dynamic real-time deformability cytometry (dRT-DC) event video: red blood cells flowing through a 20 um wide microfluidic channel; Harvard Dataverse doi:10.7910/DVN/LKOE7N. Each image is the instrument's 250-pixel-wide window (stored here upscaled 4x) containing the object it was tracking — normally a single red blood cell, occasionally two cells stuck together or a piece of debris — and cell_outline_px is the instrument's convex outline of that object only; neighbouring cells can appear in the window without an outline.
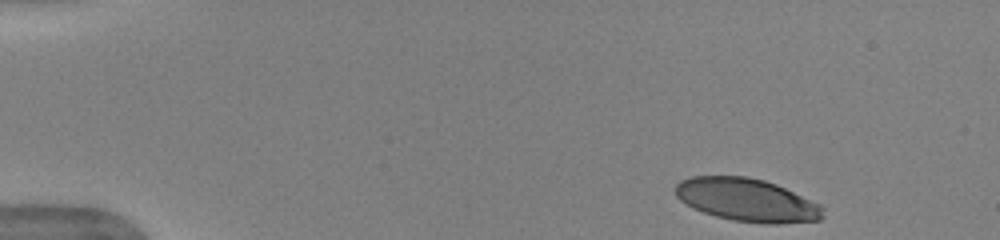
{"species": "human", "species_latin": "Homo sapiens", "temperature_condition": "warm", "stored_images_in_passage": 40, "camera_frame_rate_fps": 3000, "um_per_image_px": 0.085, "donor": {"sex": "female"}, "frame": {"image": 1, "passage_image": 1, "time_ms": 0.0, "image_size_px": [1000, 240], "cell_outline_px": [[824, 216], [820, 220], [780, 224], [764, 224], [732, 220], [716, 216], [692, 208], [680, 200], [676, 196], [676, 184], [680, 180], [692, 176], [748, 176], [764, 180], [776, 184], [820, 204], [824, 208]], "centroid_in_image_um": [63.5, 17.0], "position_along_channel_um": 21.5, "area_um2": 37.17}}
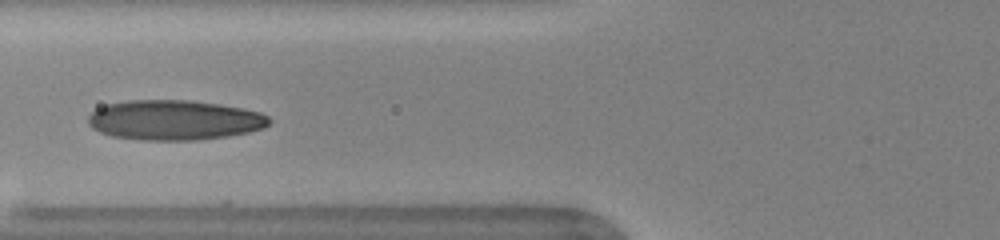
{"frame": {"image": 2, "passage_image": 16, "time_ms": 5.0, "image_size_px": [1000, 240], "cell_outline_px": [[272, 120], [264, 128], [248, 132], [228, 136], [196, 140], [144, 140], [112, 136], [100, 132], [92, 128], [88, 124], [88, 116], [96, 108], [104, 104], [128, 100], [188, 100], [216, 104], [240, 108], [260, 112], [268, 116]], "centroid_in_image_um": [14.79, 10.2], "position_along_channel_um": 111.0, "area_um2": 42.19}}
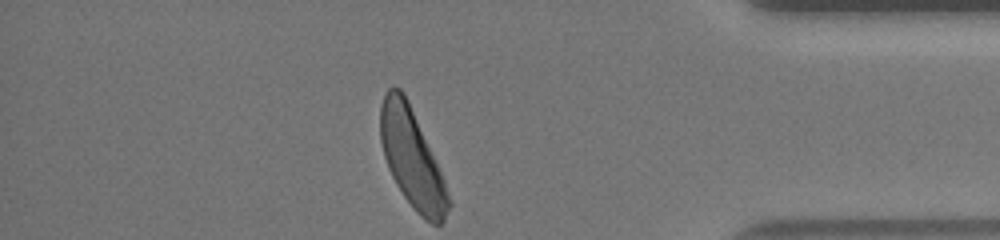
{"frame": {"image": 3, "passage_image": 40, "time_ms": 13.0, "image_size_px": [1000, 240], "cell_outline_px": [[452, 204], [444, 220], [440, 224], [432, 224], [424, 220], [416, 212], [404, 196], [396, 184], [388, 168], [384, 156], [380, 140], [380, 108], [384, 92], [388, 88], [400, 88], [404, 92], [408, 100], [444, 180]], "centroid_in_image_um": [35.0, 13.48], "position_along_channel_um": 400.2, "area_um2": 38.73}, "authors_computed_cell_mechanics": {"area_um2": 40.4889, "velocity_mm_per_s": 3.9354, "shape_relaxation_time_tau1_ms": 4.6245, "shape_relaxation_time_tau2_ms": 0.8912, "deformation_change_tau1": 0.2193, "deformation_change_tau2": 0.0758}}